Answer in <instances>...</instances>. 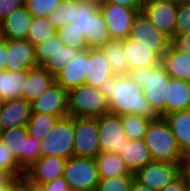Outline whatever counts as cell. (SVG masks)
Here are the masks:
<instances>
[{
  "label": "cell",
  "mask_w": 190,
  "mask_h": 191,
  "mask_svg": "<svg viewBox=\"0 0 190 191\" xmlns=\"http://www.w3.org/2000/svg\"><path fill=\"white\" fill-rule=\"evenodd\" d=\"M44 191H69V186L66 180L62 177H56L53 181L43 184Z\"/></svg>",
  "instance_id": "obj_44"
},
{
  "label": "cell",
  "mask_w": 190,
  "mask_h": 191,
  "mask_svg": "<svg viewBox=\"0 0 190 191\" xmlns=\"http://www.w3.org/2000/svg\"><path fill=\"white\" fill-rule=\"evenodd\" d=\"M31 112V103L22 98L0 102L1 129L26 127Z\"/></svg>",
  "instance_id": "obj_18"
},
{
  "label": "cell",
  "mask_w": 190,
  "mask_h": 191,
  "mask_svg": "<svg viewBox=\"0 0 190 191\" xmlns=\"http://www.w3.org/2000/svg\"><path fill=\"white\" fill-rule=\"evenodd\" d=\"M102 3H113L142 12V0H104Z\"/></svg>",
  "instance_id": "obj_45"
},
{
  "label": "cell",
  "mask_w": 190,
  "mask_h": 191,
  "mask_svg": "<svg viewBox=\"0 0 190 191\" xmlns=\"http://www.w3.org/2000/svg\"><path fill=\"white\" fill-rule=\"evenodd\" d=\"M143 141L150 150L153 161L181 162V150L178 148L175 136L164 117L151 120Z\"/></svg>",
  "instance_id": "obj_2"
},
{
  "label": "cell",
  "mask_w": 190,
  "mask_h": 191,
  "mask_svg": "<svg viewBox=\"0 0 190 191\" xmlns=\"http://www.w3.org/2000/svg\"><path fill=\"white\" fill-rule=\"evenodd\" d=\"M98 137L101 152H112L122 154L126 137L121 118L119 115L107 113L97 117Z\"/></svg>",
  "instance_id": "obj_12"
},
{
  "label": "cell",
  "mask_w": 190,
  "mask_h": 191,
  "mask_svg": "<svg viewBox=\"0 0 190 191\" xmlns=\"http://www.w3.org/2000/svg\"><path fill=\"white\" fill-rule=\"evenodd\" d=\"M76 12L77 0H62V3L47 15V18L58 30L65 25L73 24Z\"/></svg>",
  "instance_id": "obj_34"
},
{
  "label": "cell",
  "mask_w": 190,
  "mask_h": 191,
  "mask_svg": "<svg viewBox=\"0 0 190 191\" xmlns=\"http://www.w3.org/2000/svg\"><path fill=\"white\" fill-rule=\"evenodd\" d=\"M15 177L6 170L0 169V190H6Z\"/></svg>",
  "instance_id": "obj_48"
},
{
  "label": "cell",
  "mask_w": 190,
  "mask_h": 191,
  "mask_svg": "<svg viewBox=\"0 0 190 191\" xmlns=\"http://www.w3.org/2000/svg\"><path fill=\"white\" fill-rule=\"evenodd\" d=\"M74 122L73 156L96 158L100 153L97 118L71 117Z\"/></svg>",
  "instance_id": "obj_9"
},
{
  "label": "cell",
  "mask_w": 190,
  "mask_h": 191,
  "mask_svg": "<svg viewBox=\"0 0 190 191\" xmlns=\"http://www.w3.org/2000/svg\"><path fill=\"white\" fill-rule=\"evenodd\" d=\"M190 32V0L178 3L175 36Z\"/></svg>",
  "instance_id": "obj_40"
},
{
  "label": "cell",
  "mask_w": 190,
  "mask_h": 191,
  "mask_svg": "<svg viewBox=\"0 0 190 191\" xmlns=\"http://www.w3.org/2000/svg\"><path fill=\"white\" fill-rule=\"evenodd\" d=\"M181 161H190V145L181 152Z\"/></svg>",
  "instance_id": "obj_53"
},
{
  "label": "cell",
  "mask_w": 190,
  "mask_h": 191,
  "mask_svg": "<svg viewBox=\"0 0 190 191\" xmlns=\"http://www.w3.org/2000/svg\"><path fill=\"white\" fill-rule=\"evenodd\" d=\"M56 31L57 30L47 17L33 16L26 40H29L34 46H36L53 37Z\"/></svg>",
  "instance_id": "obj_35"
},
{
  "label": "cell",
  "mask_w": 190,
  "mask_h": 191,
  "mask_svg": "<svg viewBox=\"0 0 190 191\" xmlns=\"http://www.w3.org/2000/svg\"><path fill=\"white\" fill-rule=\"evenodd\" d=\"M106 59L110 63V67L115 76H127L130 73L129 64L124 54L122 40L112 39L108 41L102 48Z\"/></svg>",
  "instance_id": "obj_30"
},
{
  "label": "cell",
  "mask_w": 190,
  "mask_h": 191,
  "mask_svg": "<svg viewBox=\"0 0 190 191\" xmlns=\"http://www.w3.org/2000/svg\"><path fill=\"white\" fill-rule=\"evenodd\" d=\"M25 5V0H0V23L12 12Z\"/></svg>",
  "instance_id": "obj_42"
},
{
  "label": "cell",
  "mask_w": 190,
  "mask_h": 191,
  "mask_svg": "<svg viewBox=\"0 0 190 191\" xmlns=\"http://www.w3.org/2000/svg\"><path fill=\"white\" fill-rule=\"evenodd\" d=\"M178 4L170 2L142 3V12L149 21L170 39L175 36Z\"/></svg>",
  "instance_id": "obj_16"
},
{
  "label": "cell",
  "mask_w": 190,
  "mask_h": 191,
  "mask_svg": "<svg viewBox=\"0 0 190 191\" xmlns=\"http://www.w3.org/2000/svg\"><path fill=\"white\" fill-rule=\"evenodd\" d=\"M175 136L178 148L183 151L190 145V109L174 111L164 116Z\"/></svg>",
  "instance_id": "obj_28"
},
{
  "label": "cell",
  "mask_w": 190,
  "mask_h": 191,
  "mask_svg": "<svg viewBox=\"0 0 190 191\" xmlns=\"http://www.w3.org/2000/svg\"><path fill=\"white\" fill-rule=\"evenodd\" d=\"M66 161L67 159L61 157L43 156L35 161L24 175L37 184H47L56 177L63 176Z\"/></svg>",
  "instance_id": "obj_17"
},
{
  "label": "cell",
  "mask_w": 190,
  "mask_h": 191,
  "mask_svg": "<svg viewBox=\"0 0 190 191\" xmlns=\"http://www.w3.org/2000/svg\"><path fill=\"white\" fill-rule=\"evenodd\" d=\"M31 109L32 112L52 114L59 119L69 117L68 91L55 83L31 102Z\"/></svg>",
  "instance_id": "obj_15"
},
{
  "label": "cell",
  "mask_w": 190,
  "mask_h": 191,
  "mask_svg": "<svg viewBox=\"0 0 190 191\" xmlns=\"http://www.w3.org/2000/svg\"><path fill=\"white\" fill-rule=\"evenodd\" d=\"M121 158L131 173H135L146 164L153 162L150 150L143 139L124 142Z\"/></svg>",
  "instance_id": "obj_25"
},
{
  "label": "cell",
  "mask_w": 190,
  "mask_h": 191,
  "mask_svg": "<svg viewBox=\"0 0 190 191\" xmlns=\"http://www.w3.org/2000/svg\"><path fill=\"white\" fill-rule=\"evenodd\" d=\"M56 33L64 45L80 51H86L88 49L86 39L75 27V25H65L59 28Z\"/></svg>",
  "instance_id": "obj_37"
},
{
  "label": "cell",
  "mask_w": 190,
  "mask_h": 191,
  "mask_svg": "<svg viewBox=\"0 0 190 191\" xmlns=\"http://www.w3.org/2000/svg\"><path fill=\"white\" fill-rule=\"evenodd\" d=\"M98 89L108 101L111 114H136L151 120L160 117L144 97L143 88L129 75L113 76L100 84Z\"/></svg>",
  "instance_id": "obj_1"
},
{
  "label": "cell",
  "mask_w": 190,
  "mask_h": 191,
  "mask_svg": "<svg viewBox=\"0 0 190 191\" xmlns=\"http://www.w3.org/2000/svg\"><path fill=\"white\" fill-rule=\"evenodd\" d=\"M6 191H26V176L15 178L7 187Z\"/></svg>",
  "instance_id": "obj_47"
},
{
  "label": "cell",
  "mask_w": 190,
  "mask_h": 191,
  "mask_svg": "<svg viewBox=\"0 0 190 191\" xmlns=\"http://www.w3.org/2000/svg\"><path fill=\"white\" fill-rule=\"evenodd\" d=\"M0 142L24 172L41 157V142L29 137L26 127L2 130Z\"/></svg>",
  "instance_id": "obj_5"
},
{
  "label": "cell",
  "mask_w": 190,
  "mask_h": 191,
  "mask_svg": "<svg viewBox=\"0 0 190 191\" xmlns=\"http://www.w3.org/2000/svg\"><path fill=\"white\" fill-rule=\"evenodd\" d=\"M161 65L172 78L190 82V54L180 53L170 44Z\"/></svg>",
  "instance_id": "obj_26"
},
{
  "label": "cell",
  "mask_w": 190,
  "mask_h": 191,
  "mask_svg": "<svg viewBox=\"0 0 190 191\" xmlns=\"http://www.w3.org/2000/svg\"><path fill=\"white\" fill-rule=\"evenodd\" d=\"M109 113L108 101L98 87L86 83L68 91L69 117H100Z\"/></svg>",
  "instance_id": "obj_4"
},
{
  "label": "cell",
  "mask_w": 190,
  "mask_h": 191,
  "mask_svg": "<svg viewBox=\"0 0 190 191\" xmlns=\"http://www.w3.org/2000/svg\"><path fill=\"white\" fill-rule=\"evenodd\" d=\"M180 175L184 178L190 191V161L180 162Z\"/></svg>",
  "instance_id": "obj_49"
},
{
  "label": "cell",
  "mask_w": 190,
  "mask_h": 191,
  "mask_svg": "<svg viewBox=\"0 0 190 191\" xmlns=\"http://www.w3.org/2000/svg\"><path fill=\"white\" fill-rule=\"evenodd\" d=\"M62 0H25V6L36 17H47Z\"/></svg>",
  "instance_id": "obj_39"
},
{
  "label": "cell",
  "mask_w": 190,
  "mask_h": 191,
  "mask_svg": "<svg viewBox=\"0 0 190 191\" xmlns=\"http://www.w3.org/2000/svg\"><path fill=\"white\" fill-rule=\"evenodd\" d=\"M134 175L100 178L96 191H130Z\"/></svg>",
  "instance_id": "obj_38"
},
{
  "label": "cell",
  "mask_w": 190,
  "mask_h": 191,
  "mask_svg": "<svg viewBox=\"0 0 190 191\" xmlns=\"http://www.w3.org/2000/svg\"><path fill=\"white\" fill-rule=\"evenodd\" d=\"M33 15L24 5L0 23V35L5 39H26Z\"/></svg>",
  "instance_id": "obj_21"
},
{
  "label": "cell",
  "mask_w": 190,
  "mask_h": 191,
  "mask_svg": "<svg viewBox=\"0 0 190 191\" xmlns=\"http://www.w3.org/2000/svg\"><path fill=\"white\" fill-rule=\"evenodd\" d=\"M122 46L129 64V70L161 65L162 57L152 50V47L139 44L138 41L128 37L122 40Z\"/></svg>",
  "instance_id": "obj_19"
},
{
  "label": "cell",
  "mask_w": 190,
  "mask_h": 191,
  "mask_svg": "<svg viewBox=\"0 0 190 191\" xmlns=\"http://www.w3.org/2000/svg\"><path fill=\"white\" fill-rule=\"evenodd\" d=\"M170 44L180 53L190 54V32L174 36Z\"/></svg>",
  "instance_id": "obj_43"
},
{
  "label": "cell",
  "mask_w": 190,
  "mask_h": 191,
  "mask_svg": "<svg viewBox=\"0 0 190 191\" xmlns=\"http://www.w3.org/2000/svg\"><path fill=\"white\" fill-rule=\"evenodd\" d=\"M130 191H153V190L149 189L148 187L142 185L141 183L133 179V182L130 187Z\"/></svg>",
  "instance_id": "obj_52"
},
{
  "label": "cell",
  "mask_w": 190,
  "mask_h": 191,
  "mask_svg": "<svg viewBox=\"0 0 190 191\" xmlns=\"http://www.w3.org/2000/svg\"><path fill=\"white\" fill-rule=\"evenodd\" d=\"M128 38L136 40L144 46L152 47V50L161 57L171 43V39L158 30L143 12H139L134 17Z\"/></svg>",
  "instance_id": "obj_11"
},
{
  "label": "cell",
  "mask_w": 190,
  "mask_h": 191,
  "mask_svg": "<svg viewBox=\"0 0 190 191\" xmlns=\"http://www.w3.org/2000/svg\"><path fill=\"white\" fill-rule=\"evenodd\" d=\"M190 109V82L170 77L165 96V115Z\"/></svg>",
  "instance_id": "obj_24"
},
{
  "label": "cell",
  "mask_w": 190,
  "mask_h": 191,
  "mask_svg": "<svg viewBox=\"0 0 190 191\" xmlns=\"http://www.w3.org/2000/svg\"><path fill=\"white\" fill-rule=\"evenodd\" d=\"M27 70L0 71V102L22 98Z\"/></svg>",
  "instance_id": "obj_27"
},
{
  "label": "cell",
  "mask_w": 190,
  "mask_h": 191,
  "mask_svg": "<svg viewBox=\"0 0 190 191\" xmlns=\"http://www.w3.org/2000/svg\"><path fill=\"white\" fill-rule=\"evenodd\" d=\"M0 169L9 171L15 178L25 174L18 166L17 161L9 153L6 147L0 142Z\"/></svg>",
  "instance_id": "obj_41"
},
{
  "label": "cell",
  "mask_w": 190,
  "mask_h": 191,
  "mask_svg": "<svg viewBox=\"0 0 190 191\" xmlns=\"http://www.w3.org/2000/svg\"><path fill=\"white\" fill-rule=\"evenodd\" d=\"M180 176V163L153 161L134 173V179L153 191H159Z\"/></svg>",
  "instance_id": "obj_10"
},
{
  "label": "cell",
  "mask_w": 190,
  "mask_h": 191,
  "mask_svg": "<svg viewBox=\"0 0 190 191\" xmlns=\"http://www.w3.org/2000/svg\"><path fill=\"white\" fill-rule=\"evenodd\" d=\"M6 49L5 70L17 72L39 66L35 46L29 40L6 39Z\"/></svg>",
  "instance_id": "obj_14"
},
{
  "label": "cell",
  "mask_w": 190,
  "mask_h": 191,
  "mask_svg": "<svg viewBox=\"0 0 190 191\" xmlns=\"http://www.w3.org/2000/svg\"><path fill=\"white\" fill-rule=\"evenodd\" d=\"M99 9V3L91 0H77V12L73 25L85 39L91 34L92 14Z\"/></svg>",
  "instance_id": "obj_33"
},
{
  "label": "cell",
  "mask_w": 190,
  "mask_h": 191,
  "mask_svg": "<svg viewBox=\"0 0 190 191\" xmlns=\"http://www.w3.org/2000/svg\"><path fill=\"white\" fill-rule=\"evenodd\" d=\"M126 137L129 140L143 139L151 119L136 114L120 116Z\"/></svg>",
  "instance_id": "obj_36"
},
{
  "label": "cell",
  "mask_w": 190,
  "mask_h": 191,
  "mask_svg": "<svg viewBox=\"0 0 190 191\" xmlns=\"http://www.w3.org/2000/svg\"><path fill=\"white\" fill-rule=\"evenodd\" d=\"M115 76L102 49H88L87 74L85 83L98 87Z\"/></svg>",
  "instance_id": "obj_23"
},
{
  "label": "cell",
  "mask_w": 190,
  "mask_h": 191,
  "mask_svg": "<svg viewBox=\"0 0 190 191\" xmlns=\"http://www.w3.org/2000/svg\"><path fill=\"white\" fill-rule=\"evenodd\" d=\"M26 191H44L43 186L26 177Z\"/></svg>",
  "instance_id": "obj_51"
},
{
  "label": "cell",
  "mask_w": 190,
  "mask_h": 191,
  "mask_svg": "<svg viewBox=\"0 0 190 191\" xmlns=\"http://www.w3.org/2000/svg\"><path fill=\"white\" fill-rule=\"evenodd\" d=\"M74 122L71 117L59 119L41 141V157L56 156L68 159L73 156Z\"/></svg>",
  "instance_id": "obj_8"
},
{
  "label": "cell",
  "mask_w": 190,
  "mask_h": 191,
  "mask_svg": "<svg viewBox=\"0 0 190 191\" xmlns=\"http://www.w3.org/2000/svg\"><path fill=\"white\" fill-rule=\"evenodd\" d=\"M91 1H94V2H97V3H102L104 0H91Z\"/></svg>",
  "instance_id": "obj_55"
},
{
  "label": "cell",
  "mask_w": 190,
  "mask_h": 191,
  "mask_svg": "<svg viewBox=\"0 0 190 191\" xmlns=\"http://www.w3.org/2000/svg\"><path fill=\"white\" fill-rule=\"evenodd\" d=\"M38 65H41L53 76H57L62 69L76 58L81 52L64 45L58 34L35 46Z\"/></svg>",
  "instance_id": "obj_7"
},
{
  "label": "cell",
  "mask_w": 190,
  "mask_h": 191,
  "mask_svg": "<svg viewBox=\"0 0 190 191\" xmlns=\"http://www.w3.org/2000/svg\"><path fill=\"white\" fill-rule=\"evenodd\" d=\"M112 40L104 17L98 9L92 14L91 34L86 39L88 49H101Z\"/></svg>",
  "instance_id": "obj_31"
},
{
  "label": "cell",
  "mask_w": 190,
  "mask_h": 191,
  "mask_svg": "<svg viewBox=\"0 0 190 191\" xmlns=\"http://www.w3.org/2000/svg\"><path fill=\"white\" fill-rule=\"evenodd\" d=\"M99 178L122 175H134L126 167L121 155L112 152H101L96 158Z\"/></svg>",
  "instance_id": "obj_29"
},
{
  "label": "cell",
  "mask_w": 190,
  "mask_h": 191,
  "mask_svg": "<svg viewBox=\"0 0 190 191\" xmlns=\"http://www.w3.org/2000/svg\"><path fill=\"white\" fill-rule=\"evenodd\" d=\"M6 53V39L0 35V71L5 70Z\"/></svg>",
  "instance_id": "obj_50"
},
{
  "label": "cell",
  "mask_w": 190,
  "mask_h": 191,
  "mask_svg": "<svg viewBox=\"0 0 190 191\" xmlns=\"http://www.w3.org/2000/svg\"><path fill=\"white\" fill-rule=\"evenodd\" d=\"M88 49L81 51L76 58L70 60L56 76V83L69 91L85 83L87 74Z\"/></svg>",
  "instance_id": "obj_20"
},
{
  "label": "cell",
  "mask_w": 190,
  "mask_h": 191,
  "mask_svg": "<svg viewBox=\"0 0 190 191\" xmlns=\"http://www.w3.org/2000/svg\"><path fill=\"white\" fill-rule=\"evenodd\" d=\"M56 83V77L45 70L41 65L27 70V78L23 86L22 99L32 102L43 92Z\"/></svg>",
  "instance_id": "obj_22"
},
{
  "label": "cell",
  "mask_w": 190,
  "mask_h": 191,
  "mask_svg": "<svg viewBox=\"0 0 190 191\" xmlns=\"http://www.w3.org/2000/svg\"><path fill=\"white\" fill-rule=\"evenodd\" d=\"M58 120L52 114L31 112L26 126L29 137L41 142Z\"/></svg>",
  "instance_id": "obj_32"
},
{
  "label": "cell",
  "mask_w": 190,
  "mask_h": 191,
  "mask_svg": "<svg viewBox=\"0 0 190 191\" xmlns=\"http://www.w3.org/2000/svg\"><path fill=\"white\" fill-rule=\"evenodd\" d=\"M62 177L72 191H96L100 180L96 160L91 157L68 158Z\"/></svg>",
  "instance_id": "obj_6"
},
{
  "label": "cell",
  "mask_w": 190,
  "mask_h": 191,
  "mask_svg": "<svg viewBox=\"0 0 190 191\" xmlns=\"http://www.w3.org/2000/svg\"><path fill=\"white\" fill-rule=\"evenodd\" d=\"M160 2H170L178 4L181 0H142V3H160Z\"/></svg>",
  "instance_id": "obj_54"
},
{
  "label": "cell",
  "mask_w": 190,
  "mask_h": 191,
  "mask_svg": "<svg viewBox=\"0 0 190 191\" xmlns=\"http://www.w3.org/2000/svg\"><path fill=\"white\" fill-rule=\"evenodd\" d=\"M129 76L143 88V95L154 111L164 117L165 96L171 77L165 68L160 65L133 69L130 70Z\"/></svg>",
  "instance_id": "obj_3"
},
{
  "label": "cell",
  "mask_w": 190,
  "mask_h": 191,
  "mask_svg": "<svg viewBox=\"0 0 190 191\" xmlns=\"http://www.w3.org/2000/svg\"><path fill=\"white\" fill-rule=\"evenodd\" d=\"M159 191H189V188L186 185L184 178L180 175L172 183L166 185Z\"/></svg>",
  "instance_id": "obj_46"
},
{
  "label": "cell",
  "mask_w": 190,
  "mask_h": 191,
  "mask_svg": "<svg viewBox=\"0 0 190 191\" xmlns=\"http://www.w3.org/2000/svg\"><path fill=\"white\" fill-rule=\"evenodd\" d=\"M99 10L112 39L123 40L129 36L134 17L138 14L135 9L113 3H99Z\"/></svg>",
  "instance_id": "obj_13"
}]
</instances>
